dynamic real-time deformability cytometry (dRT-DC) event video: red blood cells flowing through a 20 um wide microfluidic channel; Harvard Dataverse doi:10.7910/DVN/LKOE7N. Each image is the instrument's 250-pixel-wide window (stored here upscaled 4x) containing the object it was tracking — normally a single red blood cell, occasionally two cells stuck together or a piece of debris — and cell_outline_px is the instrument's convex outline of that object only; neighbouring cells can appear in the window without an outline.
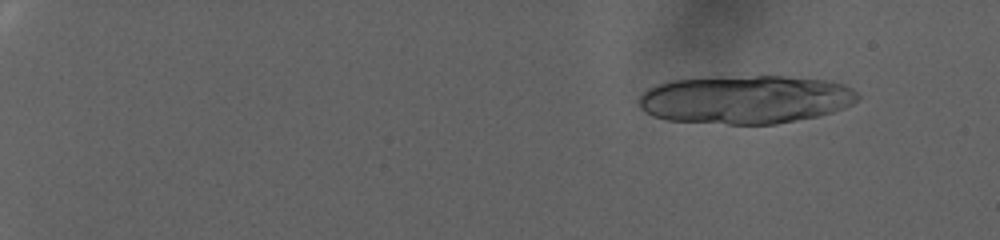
{"species": "human", "species_latin": "Homo sapiens", "temperature_condition": "warm", "stored_images_in_passage": 41, "camera_frame_rate_fps": 3000, "um_per_image_px": 0.085, "donor": {"sex": "female"}, "frame": {"image": 1, "passage_image": 11, "time_ms": 3.333, "image_size_px": [1000, 240], "cell_outline_px": [[860, 96], [852, 104], [844, 108], [820, 116], [776, 124], [728, 124], [668, 120], [652, 116], [644, 112], [640, 108], [636, 100], [648, 88], [656, 84], [672, 80], [712, 76], [784, 76], [832, 80], [844, 84], [852, 88]], "centroid_in_image_um": [63.36, 8.44], "position_along_channel_um": 21.6, "area_um2": 62.66}}